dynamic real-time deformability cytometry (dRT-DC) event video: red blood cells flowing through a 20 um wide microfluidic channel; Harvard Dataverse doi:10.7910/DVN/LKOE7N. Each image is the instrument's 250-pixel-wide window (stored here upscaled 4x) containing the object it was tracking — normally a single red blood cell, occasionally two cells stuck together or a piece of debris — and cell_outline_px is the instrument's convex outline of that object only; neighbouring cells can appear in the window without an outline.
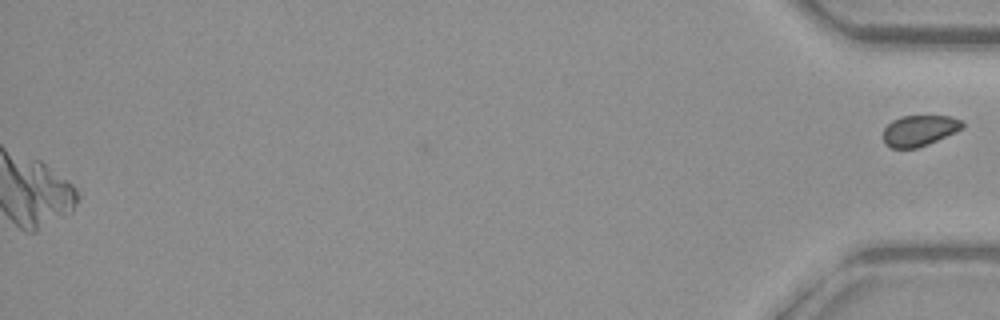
{"species": "common noctule bat (a hibernating species)", "species_latin": "Nyctalus noctula", "temperature_condition": "warm", "stored_images_in_passage": 57, "camera_frame_rate_fps": 3000, "um_per_image_px": 0.085, "animal": {"sex": "female", "body_mass_g": 29.2, "forearm_length_mm": 56.3}, "frame": {"image": 1, "passage_image": 57, "time_ms": 18.667, "image_size_px": [1000, 320], "cell_outline_px": [[964, 128], [956, 132], [928, 144], [916, 148], [892, 148], [884, 144], [884, 128], [892, 120], [900, 116], [948, 116], [960, 120], [964, 124]], "centroid_in_image_um": [78.14, 11.1], "position_along_channel_um": 357.1, "area_um2": 14.22}}